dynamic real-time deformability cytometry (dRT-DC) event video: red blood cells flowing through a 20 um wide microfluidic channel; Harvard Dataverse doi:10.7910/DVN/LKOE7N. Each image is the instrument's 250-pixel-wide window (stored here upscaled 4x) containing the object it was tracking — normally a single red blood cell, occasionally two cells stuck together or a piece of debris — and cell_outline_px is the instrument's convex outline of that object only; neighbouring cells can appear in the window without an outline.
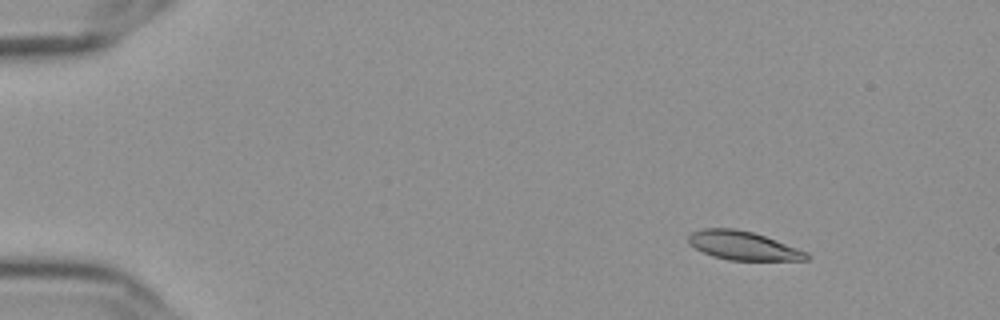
{"species": "Egyptian fruit bat (a non-hibernating species)", "species_latin": "Rousettus aegyptiacus", "temperature_condition": "cold", "stored_images_in_passage": 51, "camera_frame_rate_fps": 3000, "um_per_image_px": 0.085, "frame": {"image": 1, "passage_image": 1, "time_ms": 0.0, "image_size_px": [1000, 320], "cell_outline_px": [[808, 260], [728, 260], [712, 256], [688, 244], [688, 236], [692, 232], [700, 228], [736, 228], [752, 232], [764, 236], [808, 252]], "centroid_in_image_um": [63.12, 20.87], "position_along_channel_um": 21.9, "area_um2": 19.65}}
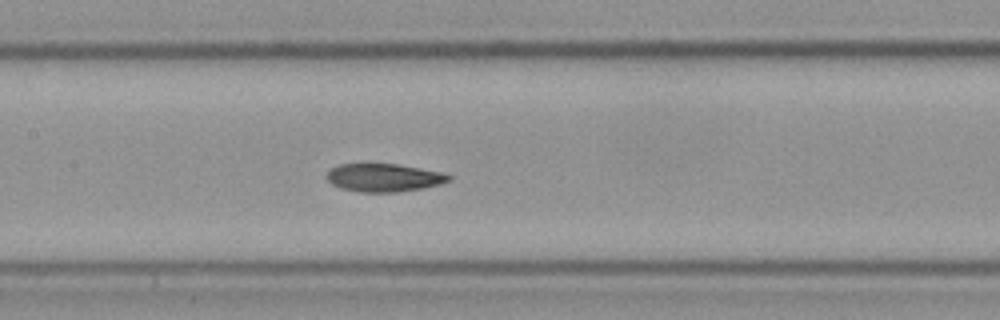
{"frame": {"image": 2, "passage_image": 22, "time_ms": 7.0, "image_size_px": [1000, 320], "cell_outline_px": [[452, 180], [440, 184], [424, 188], [396, 192], [356, 192], [340, 188], [332, 184], [328, 180], [328, 172], [332, 168], [340, 164], [396, 164], [444, 172], [452, 176]], "centroid_in_image_um": [32.68, 15.11], "position_along_channel_um": 174.7, "area_um2": 20.0}}
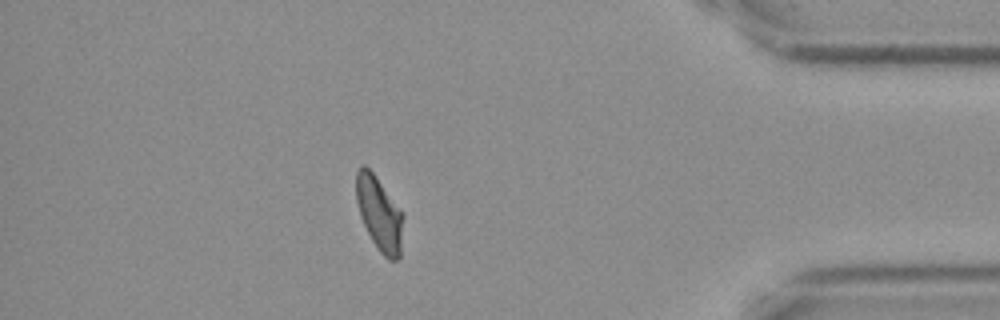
{"frame": {"image": 3, "passage_image": 44, "time_ms": 14.333, "image_size_px": [1000, 320], "cell_outline_px": [[404, 216], [400, 256], [396, 260], [388, 260], [380, 252], [372, 240], [360, 216], [356, 200], [356, 172], [364, 164], [372, 172]], "centroid_in_image_um": [32.24, 18.2], "position_along_channel_um": 403.0, "area_um2": 19.83}, "authors_computed_cell_mechanics": {"area_um2": 20.1722, "velocity_mm_per_s": 3.6039, "shape_relaxation_time_tau1_ms": 3.3307, "shape_relaxation_time_tau2_ms": 2.2438, "deformation_change_tau1": 0.1481, "deformation_change_tau2": 0.0833}}